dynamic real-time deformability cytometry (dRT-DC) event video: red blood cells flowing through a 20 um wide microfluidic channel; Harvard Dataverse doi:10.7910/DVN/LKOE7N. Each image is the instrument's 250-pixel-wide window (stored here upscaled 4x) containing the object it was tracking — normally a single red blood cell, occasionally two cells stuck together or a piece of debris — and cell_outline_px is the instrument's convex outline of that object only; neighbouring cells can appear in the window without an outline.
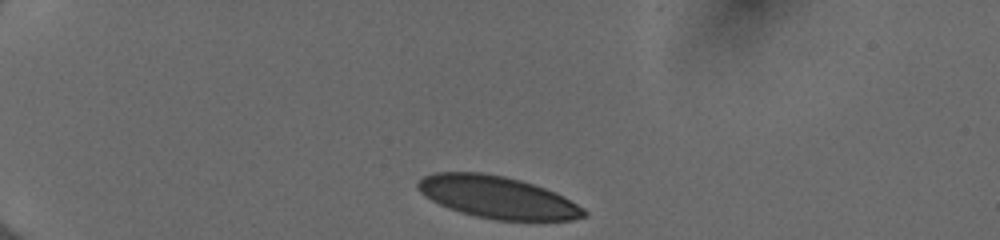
{"species": "human", "species_latin": "Homo sapiens", "temperature_condition": "cold", "stored_images_in_passage": 36, "camera_frame_rate_fps": 3000, "um_per_image_px": 0.085, "donor": {"sex": "female"}, "frame": {"image": 1, "passage_image": 1, "time_ms": 0.0, "image_size_px": [1000, 240], "cell_outline_px": [[588, 216], [572, 220], [496, 220], [476, 216], [460, 212], [448, 208], [424, 196], [416, 188], [416, 184], [424, 176], [432, 172], [480, 172], [504, 176], [520, 180], [556, 192], [564, 196], [584, 208], [588, 212]], "centroid_in_image_um": [42.29, 16.76], "position_along_channel_um": 42.7, "area_um2": 40.86}}
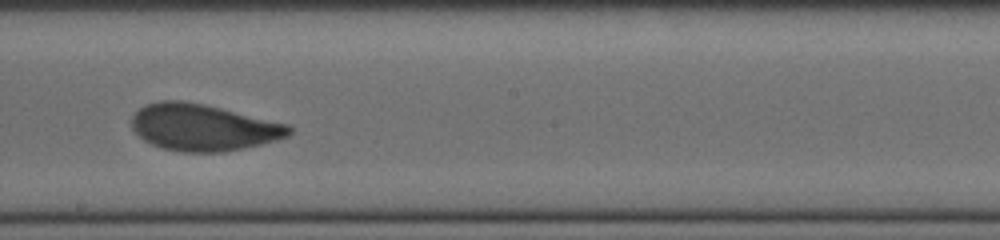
{"frame": {"image": 2, "passage_image": 20, "time_ms": 6.333, "image_size_px": [1000, 240], "cell_outline_px": [[292, 132], [288, 136], [276, 140], [244, 148], [224, 152], [180, 152], [160, 148], [144, 140], [132, 128], [132, 116], [140, 108], [148, 104], [160, 100], [180, 100], [204, 104], [288, 124], [292, 128]], "centroid_in_image_um": [17.26, 10.84], "position_along_channel_um": 230.9, "area_um2": 42.66}}
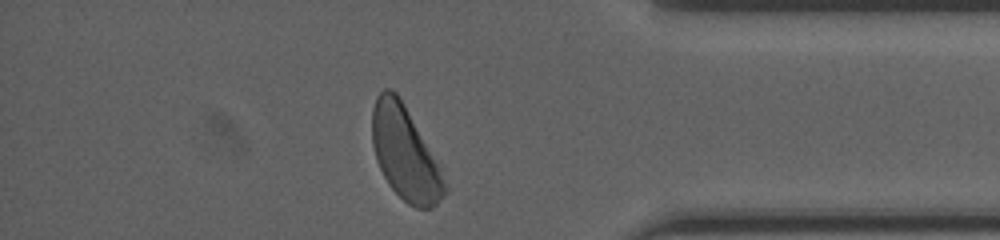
{"frame": {"image": 3, "passage_image": 34, "time_ms": 11.0, "image_size_px": [1000, 240], "cell_outline_px": [[448, 192], [432, 208], [416, 208], [408, 204], [388, 184], [376, 160], [372, 144], [372, 108], [376, 96], [384, 88], [388, 88], [396, 92], [404, 104], [440, 160], [444, 168], [448, 188]], "centroid_in_image_um": [34.49, 13.04], "position_along_channel_um": 400.7, "area_um2": 40.52}, "authors_computed_cell_mechanics": {"area_um2": 42.3674, "velocity_mm_per_s": 3.965, "shape_relaxation_time_tau1_ms": 3.2922, "shape_relaxation_time_tau2_ms": null, "deformation_change_tau1": 0.131, "deformation_change_tau2": null}}